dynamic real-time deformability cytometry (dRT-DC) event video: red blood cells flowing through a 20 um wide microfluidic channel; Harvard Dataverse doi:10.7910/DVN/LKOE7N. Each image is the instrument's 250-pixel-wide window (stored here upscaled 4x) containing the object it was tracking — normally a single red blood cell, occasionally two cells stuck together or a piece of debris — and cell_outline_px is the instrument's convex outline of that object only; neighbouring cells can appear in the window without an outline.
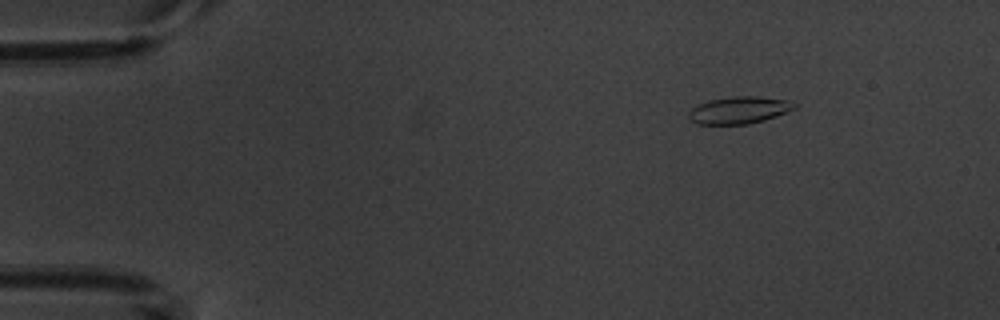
{"species": "common noctule bat (a hibernating species)", "species_latin": "Nyctalus noctula", "temperature_condition": "warm", "stored_images_in_passage": 6, "camera_frame_rate_fps": 3000, "um_per_image_px": 0.085, "animal": {"sex": "male", "body_mass_g": 20.1, "forearm_length_mm": 53.5}, "frame": {"image": 1, "passage_image": 3, "time_ms": 2.333, "image_size_px": [1000, 320], "cell_outline_px": [[796, 108], [788, 112], [764, 120], [748, 124], [696, 124], [688, 116], [688, 112], [696, 104], [708, 100], [732, 96], [760, 96], [788, 100], [796, 104]], "centroid_in_image_um": [62.82, 9.35], "position_along_channel_um": 22.2, "area_um2": 16.88}}
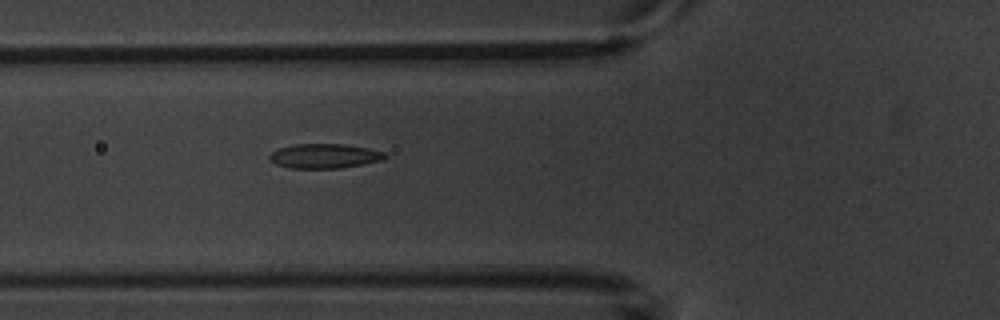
{"frame": {"image": 2, "passage_image": 6, "time_ms": 6.667, "image_size_px": [1000, 320], "cell_outline_px": [[388, 156], [384, 160], [340, 168], [292, 168], [276, 164], [268, 160], [268, 156], [272, 152], [280, 148], [296, 144], [344, 144], [368, 148], [384, 152]], "centroid_in_image_um": [27.59, 13.26], "position_along_channel_um": 98.2, "area_um2": 16.47}}